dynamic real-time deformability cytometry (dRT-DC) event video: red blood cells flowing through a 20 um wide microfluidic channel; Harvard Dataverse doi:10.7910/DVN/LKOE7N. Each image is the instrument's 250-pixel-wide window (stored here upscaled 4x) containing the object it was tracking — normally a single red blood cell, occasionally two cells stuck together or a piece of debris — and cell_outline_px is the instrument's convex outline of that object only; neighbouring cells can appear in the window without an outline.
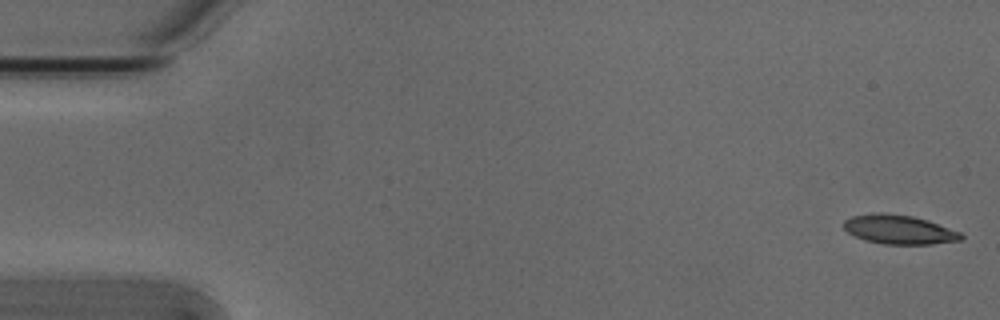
{"species": "Egyptian fruit bat (a non-hibernating species)", "species_latin": "Rousettus aegyptiacus", "temperature_condition": "cold", "stored_images_in_passage": 5, "camera_frame_rate_fps": 3000, "um_per_image_px": 0.085, "animal": {"sex": "male"}, "frame": {"image": 1, "passage_image": 1, "time_ms": 0.0, "image_size_px": [1000, 320], "cell_outline_px": [[964, 236], [960, 240], [932, 244], [884, 244], [864, 240], [848, 232], [844, 228], [844, 220], [852, 216], [872, 212], [884, 212], [912, 216], [928, 220], [960, 232]], "centroid_in_image_um": [76.4, 19.5], "position_along_channel_um": 8.6, "area_um2": 19.94}}
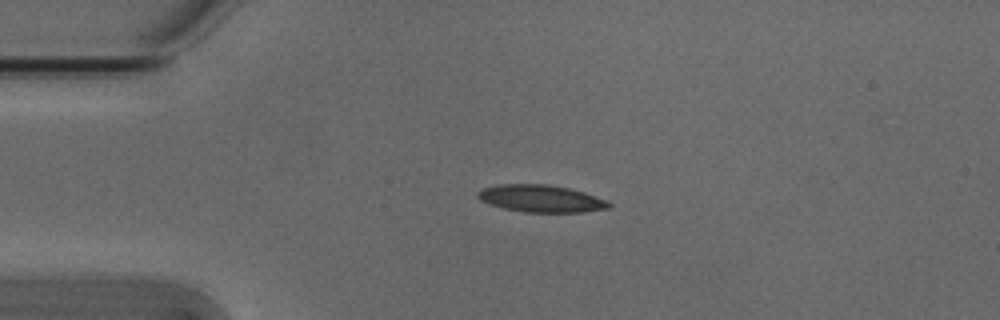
{"frame": {"image": 2, "passage_image": 4, "time_ms": 1.0, "image_size_px": [1000, 320], "cell_outline_px": [[612, 208], [584, 212], [524, 212], [504, 208], [488, 204], [480, 200], [476, 196], [476, 192], [484, 188], [496, 184], [544, 184], [568, 188], [584, 192], [608, 200], [612, 204]], "centroid_in_image_um": [46.0, 16.88], "position_along_channel_um": 39.0, "area_um2": 20.98}}